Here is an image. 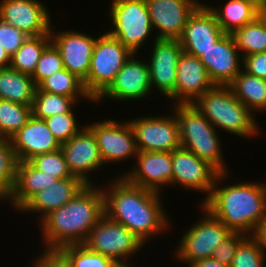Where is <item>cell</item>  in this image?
I'll use <instances>...</instances> for the list:
<instances>
[{"instance_id": "48", "label": "cell", "mask_w": 266, "mask_h": 267, "mask_svg": "<svg viewBox=\"0 0 266 267\" xmlns=\"http://www.w3.org/2000/svg\"><path fill=\"white\" fill-rule=\"evenodd\" d=\"M132 1H136V2H147L148 0H112V2H132Z\"/></svg>"}, {"instance_id": "47", "label": "cell", "mask_w": 266, "mask_h": 267, "mask_svg": "<svg viewBox=\"0 0 266 267\" xmlns=\"http://www.w3.org/2000/svg\"><path fill=\"white\" fill-rule=\"evenodd\" d=\"M262 12L266 9V0H251Z\"/></svg>"}, {"instance_id": "29", "label": "cell", "mask_w": 266, "mask_h": 267, "mask_svg": "<svg viewBox=\"0 0 266 267\" xmlns=\"http://www.w3.org/2000/svg\"><path fill=\"white\" fill-rule=\"evenodd\" d=\"M234 37L242 58L255 53L266 52V16L261 13L252 22L236 30Z\"/></svg>"}, {"instance_id": "27", "label": "cell", "mask_w": 266, "mask_h": 267, "mask_svg": "<svg viewBox=\"0 0 266 267\" xmlns=\"http://www.w3.org/2000/svg\"><path fill=\"white\" fill-rule=\"evenodd\" d=\"M36 88L31 75L10 67L0 69V99L32 105Z\"/></svg>"}, {"instance_id": "26", "label": "cell", "mask_w": 266, "mask_h": 267, "mask_svg": "<svg viewBox=\"0 0 266 267\" xmlns=\"http://www.w3.org/2000/svg\"><path fill=\"white\" fill-rule=\"evenodd\" d=\"M204 4L214 14L226 34H233L262 13L251 0H228L223 8Z\"/></svg>"}, {"instance_id": "40", "label": "cell", "mask_w": 266, "mask_h": 267, "mask_svg": "<svg viewBox=\"0 0 266 267\" xmlns=\"http://www.w3.org/2000/svg\"><path fill=\"white\" fill-rule=\"evenodd\" d=\"M29 36L0 19V48L11 57Z\"/></svg>"}, {"instance_id": "44", "label": "cell", "mask_w": 266, "mask_h": 267, "mask_svg": "<svg viewBox=\"0 0 266 267\" xmlns=\"http://www.w3.org/2000/svg\"><path fill=\"white\" fill-rule=\"evenodd\" d=\"M253 237L266 252V217L258 225Z\"/></svg>"}, {"instance_id": "46", "label": "cell", "mask_w": 266, "mask_h": 267, "mask_svg": "<svg viewBox=\"0 0 266 267\" xmlns=\"http://www.w3.org/2000/svg\"><path fill=\"white\" fill-rule=\"evenodd\" d=\"M11 57L9 54L0 48V69L1 68H8L10 66Z\"/></svg>"}, {"instance_id": "5", "label": "cell", "mask_w": 266, "mask_h": 267, "mask_svg": "<svg viewBox=\"0 0 266 267\" xmlns=\"http://www.w3.org/2000/svg\"><path fill=\"white\" fill-rule=\"evenodd\" d=\"M181 147L208 162L219 173H228L217 129L192 105H174Z\"/></svg>"}, {"instance_id": "13", "label": "cell", "mask_w": 266, "mask_h": 267, "mask_svg": "<svg viewBox=\"0 0 266 267\" xmlns=\"http://www.w3.org/2000/svg\"><path fill=\"white\" fill-rule=\"evenodd\" d=\"M155 37L179 40L189 17L202 4L199 0H148L146 2Z\"/></svg>"}, {"instance_id": "36", "label": "cell", "mask_w": 266, "mask_h": 267, "mask_svg": "<svg viewBox=\"0 0 266 267\" xmlns=\"http://www.w3.org/2000/svg\"><path fill=\"white\" fill-rule=\"evenodd\" d=\"M16 163L10 139L0 136V193L4 197L13 188Z\"/></svg>"}, {"instance_id": "50", "label": "cell", "mask_w": 266, "mask_h": 267, "mask_svg": "<svg viewBox=\"0 0 266 267\" xmlns=\"http://www.w3.org/2000/svg\"><path fill=\"white\" fill-rule=\"evenodd\" d=\"M5 197L0 193V200H5Z\"/></svg>"}, {"instance_id": "10", "label": "cell", "mask_w": 266, "mask_h": 267, "mask_svg": "<svg viewBox=\"0 0 266 267\" xmlns=\"http://www.w3.org/2000/svg\"><path fill=\"white\" fill-rule=\"evenodd\" d=\"M134 118L129 120L138 151L173 152L181 147L175 114Z\"/></svg>"}, {"instance_id": "45", "label": "cell", "mask_w": 266, "mask_h": 267, "mask_svg": "<svg viewBox=\"0 0 266 267\" xmlns=\"http://www.w3.org/2000/svg\"><path fill=\"white\" fill-rule=\"evenodd\" d=\"M188 267H230V265H225L215 260L212 257L206 259H199L191 263Z\"/></svg>"}, {"instance_id": "23", "label": "cell", "mask_w": 266, "mask_h": 267, "mask_svg": "<svg viewBox=\"0 0 266 267\" xmlns=\"http://www.w3.org/2000/svg\"><path fill=\"white\" fill-rule=\"evenodd\" d=\"M17 162L29 161L34 156L56 151L61 144L48 129L44 119L33 115L28 122L10 138Z\"/></svg>"}, {"instance_id": "38", "label": "cell", "mask_w": 266, "mask_h": 267, "mask_svg": "<svg viewBox=\"0 0 266 267\" xmlns=\"http://www.w3.org/2000/svg\"><path fill=\"white\" fill-rule=\"evenodd\" d=\"M44 120L48 129L60 144L69 141L85 127L84 125L79 127L73 109L68 113L54 115Z\"/></svg>"}, {"instance_id": "39", "label": "cell", "mask_w": 266, "mask_h": 267, "mask_svg": "<svg viewBox=\"0 0 266 267\" xmlns=\"http://www.w3.org/2000/svg\"><path fill=\"white\" fill-rule=\"evenodd\" d=\"M64 69L62 56L58 48L51 41L41 53L34 73L31 75L36 86L53 73Z\"/></svg>"}, {"instance_id": "30", "label": "cell", "mask_w": 266, "mask_h": 267, "mask_svg": "<svg viewBox=\"0 0 266 267\" xmlns=\"http://www.w3.org/2000/svg\"><path fill=\"white\" fill-rule=\"evenodd\" d=\"M37 87L44 92L72 97L76 102L85 98L95 103L87 94L83 81L65 68L45 78Z\"/></svg>"}, {"instance_id": "28", "label": "cell", "mask_w": 266, "mask_h": 267, "mask_svg": "<svg viewBox=\"0 0 266 267\" xmlns=\"http://www.w3.org/2000/svg\"><path fill=\"white\" fill-rule=\"evenodd\" d=\"M235 97L251 112H266V80L248 74L243 69L228 85Z\"/></svg>"}, {"instance_id": "37", "label": "cell", "mask_w": 266, "mask_h": 267, "mask_svg": "<svg viewBox=\"0 0 266 267\" xmlns=\"http://www.w3.org/2000/svg\"><path fill=\"white\" fill-rule=\"evenodd\" d=\"M29 162L38 170L58 179L76 177L68 169L63 151L60 149L34 156Z\"/></svg>"}, {"instance_id": "41", "label": "cell", "mask_w": 266, "mask_h": 267, "mask_svg": "<svg viewBox=\"0 0 266 267\" xmlns=\"http://www.w3.org/2000/svg\"><path fill=\"white\" fill-rule=\"evenodd\" d=\"M246 237L247 236L243 233L232 232L220 245L217 246L211 257L222 264L231 265L237 246Z\"/></svg>"}, {"instance_id": "3", "label": "cell", "mask_w": 266, "mask_h": 267, "mask_svg": "<svg viewBox=\"0 0 266 267\" xmlns=\"http://www.w3.org/2000/svg\"><path fill=\"white\" fill-rule=\"evenodd\" d=\"M227 176L229 172L218 174L210 197L202 205L231 232L253 236L266 217V183L251 181L222 186L219 182Z\"/></svg>"}, {"instance_id": "31", "label": "cell", "mask_w": 266, "mask_h": 267, "mask_svg": "<svg viewBox=\"0 0 266 267\" xmlns=\"http://www.w3.org/2000/svg\"><path fill=\"white\" fill-rule=\"evenodd\" d=\"M51 42V35L29 36L22 46L11 56L10 68L32 75L41 53Z\"/></svg>"}, {"instance_id": "51", "label": "cell", "mask_w": 266, "mask_h": 267, "mask_svg": "<svg viewBox=\"0 0 266 267\" xmlns=\"http://www.w3.org/2000/svg\"><path fill=\"white\" fill-rule=\"evenodd\" d=\"M262 13L266 16V9Z\"/></svg>"}, {"instance_id": "17", "label": "cell", "mask_w": 266, "mask_h": 267, "mask_svg": "<svg viewBox=\"0 0 266 267\" xmlns=\"http://www.w3.org/2000/svg\"><path fill=\"white\" fill-rule=\"evenodd\" d=\"M133 53L124 63L109 88L95 101L110 98L116 101H135L151 95L149 67L146 61L135 58Z\"/></svg>"}, {"instance_id": "2", "label": "cell", "mask_w": 266, "mask_h": 267, "mask_svg": "<svg viewBox=\"0 0 266 267\" xmlns=\"http://www.w3.org/2000/svg\"><path fill=\"white\" fill-rule=\"evenodd\" d=\"M103 215L102 186L85 185L68 203L39 220L43 243L47 248L83 244Z\"/></svg>"}, {"instance_id": "12", "label": "cell", "mask_w": 266, "mask_h": 267, "mask_svg": "<svg viewBox=\"0 0 266 267\" xmlns=\"http://www.w3.org/2000/svg\"><path fill=\"white\" fill-rule=\"evenodd\" d=\"M172 169V185L205 193L202 204L210 197L219 174L208 162L183 147L172 152Z\"/></svg>"}, {"instance_id": "8", "label": "cell", "mask_w": 266, "mask_h": 267, "mask_svg": "<svg viewBox=\"0 0 266 267\" xmlns=\"http://www.w3.org/2000/svg\"><path fill=\"white\" fill-rule=\"evenodd\" d=\"M203 217L182 235L179 245L174 250L176 259L188 263L212 256L214 250L232 232L201 204Z\"/></svg>"}, {"instance_id": "22", "label": "cell", "mask_w": 266, "mask_h": 267, "mask_svg": "<svg viewBox=\"0 0 266 267\" xmlns=\"http://www.w3.org/2000/svg\"><path fill=\"white\" fill-rule=\"evenodd\" d=\"M214 86L200 59L183 51L176 70L174 105H192Z\"/></svg>"}, {"instance_id": "33", "label": "cell", "mask_w": 266, "mask_h": 267, "mask_svg": "<svg viewBox=\"0 0 266 267\" xmlns=\"http://www.w3.org/2000/svg\"><path fill=\"white\" fill-rule=\"evenodd\" d=\"M32 116V105L0 99V136L10 139Z\"/></svg>"}, {"instance_id": "4", "label": "cell", "mask_w": 266, "mask_h": 267, "mask_svg": "<svg viewBox=\"0 0 266 267\" xmlns=\"http://www.w3.org/2000/svg\"><path fill=\"white\" fill-rule=\"evenodd\" d=\"M193 105L220 131L222 129L243 138L259 134L254 114L235 97L229 86L215 85Z\"/></svg>"}, {"instance_id": "7", "label": "cell", "mask_w": 266, "mask_h": 267, "mask_svg": "<svg viewBox=\"0 0 266 267\" xmlns=\"http://www.w3.org/2000/svg\"><path fill=\"white\" fill-rule=\"evenodd\" d=\"M109 17L112 30L107 31L117 38L132 53L138 54L140 47L153 33V26L145 2H110ZM146 40V41H145Z\"/></svg>"}, {"instance_id": "43", "label": "cell", "mask_w": 266, "mask_h": 267, "mask_svg": "<svg viewBox=\"0 0 266 267\" xmlns=\"http://www.w3.org/2000/svg\"><path fill=\"white\" fill-rule=\"evenodd\" d=\"M242 65L248 74L266 80V52L244 56Z\"/></svg>"}, {"instance_id": "18", "label": "cell", "mask_w": 266, "mask_h": 267, "mask_svg": "<svg viewBox=\"0 0 266 267\" xmlns=\"http://www.w3.org/2000/svg\"><path fill=\"white\" fill-rule=\"evenodd\" d=\"M61 150L71 174L86 185L94 184L89 173L104 168L94 133L85 125L78 134L61 144Z\"/></svg>"}, {"instance_id": "20", "label": "cell", "mask_w": 266, "mask_h": 267, "mask_svg": "<svg viewBox=\"0 0 266 267\" xmlns=\"http://www.w3.org/2000/svg\"><path fill=\"white\" fill-rule=\"evenodd\" d=\"M225 34L214 14L202 3L189 17L179 42L184 52L200 58Z\"/></svg>"}, {"instance_id": "24", "label": "cell", "mask_w": 266, "mask_h": 267, "mask_svg": "<svg viewBox=\"0 0 266 267\" xmlns=\"http://www.w3.org/2000/svg\"><path fill=\"white\" fill-rule=\"evenodd\" d=\"M86 184L78 177L58 179L50 187L33 195L20 209L22 213L34 212L40 220L48 213L68 203Z\"/></svg>"}, {"instance_id": "6", "label": "cell", "mask_w": 266, "mask_h": 267, "mask_svg": "<svg viewBox=\"0 0 266 267\" xmlns=\"http://www.w3.org/2000/svg\"><path fill=\"white\" fill-rule=\"evenodd\" d=\"M132 54L117 38L107 32L96 38L88 76L83 81L91 99L96 101L109 88Z\"/></svg>"}, {"instance_id": "21", "label": "cell", "mask_w": 266, "mask_h": 267, "mask_svg": "<svg viewBox=\"0 0 266 267\" xmlns=\"http://www.w3.org/2000/svg\"><path fill=\"white\" fill-rule=\"evenodd\" d=\"M199 59L215 85L228 86L242 70L243 58L232 34H225Z\"/></svg>"}, {"instance_id": "34", "label": "cell", "mask_w": 266, "mask_h": 267, "mask_svg": "<svg viewBox=\"0 0 266 267\" xmlns=\"http://www.w3.org/2000/svg\"><path fill=\"white\" fill-rule=\"evenodd\" d=\"M69 257L71 267H114L116 262L105 255L86 248L83 244L61 248Z\"/></svg>"}, {"instance_id": "42", "label": "cell", "mask_w": 266, "mask_h": 267, "mask_svg": "<svg viewBox=\"0 0 266 267\" xmlns=\"http://www.w3.org/2000/svg\"><path fill=\"white\" fill-rule=\"evenodd\" d=\"M30 267H71L68 255L61 248H47L34 259Z\"/></svg>"}, {"instance_id": "32", "label": "cell", "mask_w": 266, "mask_h": 267, "mask_svg": "<svg viewBox=\"0 0 266 267\" xmlns=\"http://www.w3.org/2000/svg\"><path fill=\"white\" fill-rule=\"evenodd\" d=\"M76 101L69 96L44 92L38 87L35 90V95L32 103V115L39 119L68 113L74 109Z\"/></svg>"}, {"instance_id": "11", "label": "cell", "mask_w": 266, "mask_h": 267, "mask_svg": "<svg viewBox=\"0 0 266 267\" xmlns=\"http://www.w3.org/2000/svg\"><path fill=\"white\" fill-rule=\"evenodd\" d=\"M95 135L101 159L105 164L128 161L138 154L135 135L129 121H98L86 125Z\"/></svg>"}, {"instance_id": "1", "label": "cell", "mask_w": 266, "mask_h": 267, "mask_svg": "<svg viewBox=\"0 0 266 267\" xmlns=\"http://www.w3.org/2000/svg\"><path fill=\"white\" fill-rule=\"evenodd\" d=\"M109 182L102 187L108 218L124 225L145 245L151 237L169 230L161 193L133 185L120 175Z\"/></svg>"}, {"instance_id": "19", "label": "cell", "mask_w": 266, "mask_h": 267, "mask_svg": "<svg viewBox=\"0 0 266 267\" xmlns=\"http://www.w3.org/2000/svg\"><path fill=\"white\" fill-rule=\"evenodd\" d=\"M51 41L61 53L64 68L84 81L90 69L96 38L77 30H50Z\"/></svg>"}, {"instance_id": "14", "label": "cell", "mask_w": 266, "mask_h": 267, "mask_svg": "<svg viewBox=\"0 0 266 267\" xmlns=\"http://www.w3.org/2000/svg\"><path fill=\"white\" fill-rule=\"evenodd\" d=\"M153 43L152 54L147 60L151 89H158L166 99L175 102L176 70L183 48L179 40H160L154 37Z\"/></svg>"}, {"instance_id": "35", "label": "cell", "mask_w": 266, "mask_h": 267, "mask_svg": "<svg viewBox=\"0 0 266 267\" xmlns=\"http://www.w3.org/2000/svg\"><path fill=\"white\" fill-rule=\"evenodd\" d=\"M266 252L253 236H247L236 249L230 267H264Z\"/></svg>"}, {"instance_id": "49", "label": "cell", "mask_w": 266, "mask_h": 267, "mask_svg": "<svg viewBox=\"0 0 266 267\" xmlns=\"http://www.w3.org/2000/svg\"><path fill=\"white\" fill-rule=\"evenodd\" d=\"M129 263H116L114 267H131Z\"/></svg>"}, {"instance_id": "16", "label": "cell", "mask_w": 266, "mask_h": 267, "mask_svg": "<svg viewBox=\"0 0 266 267\" xmlns=\"http://www.w3.org/2000/svg\"><path fill=\"white\" fill-rule=\"evenodd\" d=\"M136 158L133 168L121 175L129 183L158 193L172 185V152L138 151Z\"/></svg>"}, {"instance_id": "9", "label": "cell", "mask_w": 266, "mask_h": 267, "mask_svg": "<svg viewBox=\"0 0 266 267\" xmlns=\"http://www.w3.org/2000/svg\"><path fill=\"white\" fill-rule=\"evenodd\" d=\"M83 245L91 251L112 258L116 263H126L145 244L124 225L104 214Z\"/></svg>"}, {"instance_id": "25", "label": "cell", "mask_w": 266, "mask_h": 267, "mask_svg": "<svg viewBox=\"0 0 266 267\" xmlns=\"http://www.w3.org/2000/svg\"><path fill=\"white\" fill-rule=\"evenodd\" d=\"M57 181L54 175L45 174L29 161L17 162L13 188L4 199L19 210L33 195Z\"/></svg>"}, {"instance_id": "15", "label": "cell", "mask_w": 266, "mask_h": 267, "mask_svg": "<svg viewBox=\"0 0 266 267\" xmlns=\"http://www.w3.org/2000/svg\"><path fill=\"white\" fill-rule=\"evenodd\" d=\"M50 12L39 0H1L0 19L28 36L50 34Z\"/></svg>"}]
</instances>
